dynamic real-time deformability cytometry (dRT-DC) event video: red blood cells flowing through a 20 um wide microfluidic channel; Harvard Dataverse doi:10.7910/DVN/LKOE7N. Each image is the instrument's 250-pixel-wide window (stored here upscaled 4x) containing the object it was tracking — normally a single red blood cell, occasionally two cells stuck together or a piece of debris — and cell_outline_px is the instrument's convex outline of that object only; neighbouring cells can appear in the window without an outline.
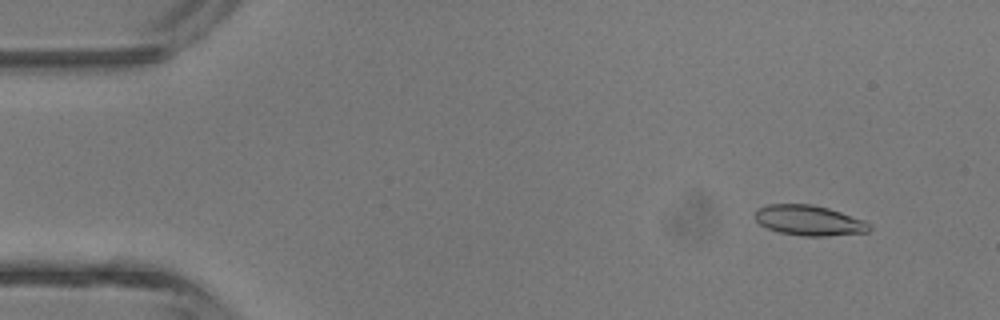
{"species": "common noctule bat (a hibernating species)", "species_latin": "Nyctalus noctula", "temperature_condition": "room temperature", "stored_images_in_passage": 43, "camera_frame_rate_fps": 3000, "um_per_image_px": 0.085, "animal": {"sex": "male", "body_mass_g": 13.3}, "frame": {"image": 1, "passage_image": 4, "time_ms": 1.0, "image_size_px": [1000, 320], "cell_outline_px": [[872, 228], [868, 232], [828, 236], [804, 236], [780, 232], [768, 228], [760, 224], [756, 220], [756, 212], [760, 208], [768, 204], [812, 204], [828, 208], [864, 220], [872, 224]], "centroid_in_image_um": [68.82, 18.74], "position_along_channel_um": 16.2, "area_um2": 20.06}}
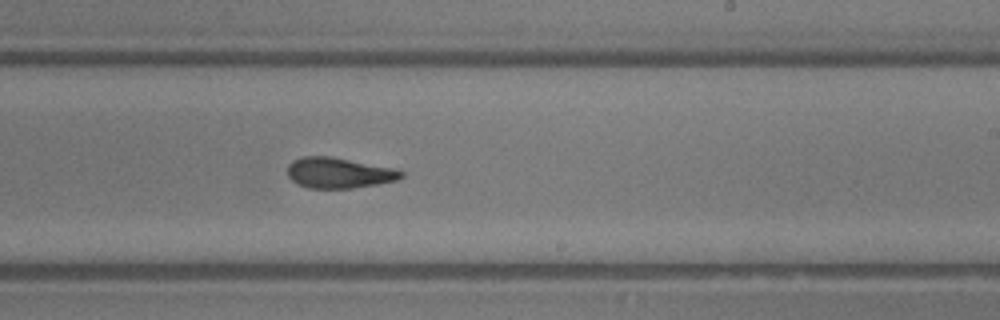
{"frame": {"image": 2, "passage_image": 26, "time_ms": 8.333, "image_size_px": [1000, 320], "cell_outline_px": [[404, 176], [396, 180], [376, 184], [352, 188], [308, 188], [292, 180], [288, 176], [288, 164], [292, 160], [300, 156], [332, 156], [400, 168], [404, 172]], "centroid_in_image_um": [28.85, 14.67], "position_along_channel_um": 260.1, "area_um2": 20.63}}
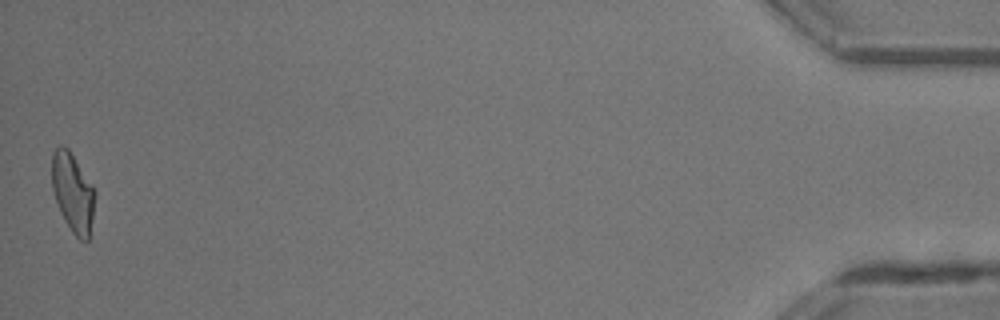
{"frame": {"image": 3, "passage_image": 43, "time_ms": 14.0, "image_size_px": [1000, 320], "cell_outline_px": [[96, 192], [88, 240], [80, 240], [72, 232], [64, 220], [60, 212], [52, 188], [52, 152], [60, 144], [68, 148]], "centroid_in_image_um": [6.17, 16.35], "position_along_channel_um": 429.0, "area_um2": 19.48}, "authors_computed_cell_mechanics": {"area_um2": 20.2878, "velocity_mm_per_s": 4.7391, "shape_relaxation_time_tau1_ms": 4.3714, "shape_relaxation_time_tau2_ms": 1.9092, "deformation_change_tau1": 0.1834, "deformation_change_tau2": 0.1058}}